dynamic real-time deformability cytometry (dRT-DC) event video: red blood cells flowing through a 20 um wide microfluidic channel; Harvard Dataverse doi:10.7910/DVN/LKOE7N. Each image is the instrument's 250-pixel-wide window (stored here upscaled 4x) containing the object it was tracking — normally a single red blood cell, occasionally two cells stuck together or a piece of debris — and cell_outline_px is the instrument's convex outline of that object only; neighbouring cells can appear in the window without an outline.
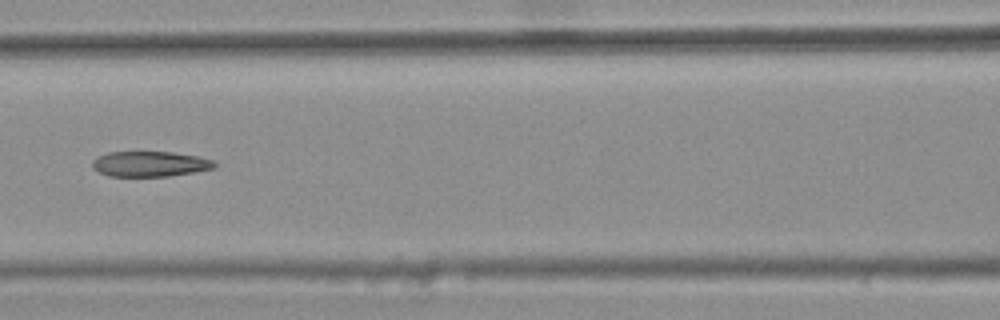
{"species": "common noctule bat (a hibernating species)", "species_latin": "Nyctalus noctula", "temperature_condition": "warm", "stored_images_in_passage": 8, "camera_frame_rate_fps": 3000, "um_per_image_px": 0.085, "animal": {"sex": "female", "body_mass_g": 25.1}, "frame": {"image": 1, "passage_image": 6, "time_ms": 1.667, "image_size_px": [1000, 320], "cell_outline_px": [[216, 168], [196, 172], [168, 176], [108, 176], [92, 168], [92, 160], [96, 156], [108, 152], [172, 152], [196, 156], [212, 160], [216, 164]], "centroid_in_image_um": [12.72, 13.93], "position_along_channel_um": 153.9, "area_um2": 18.09}}
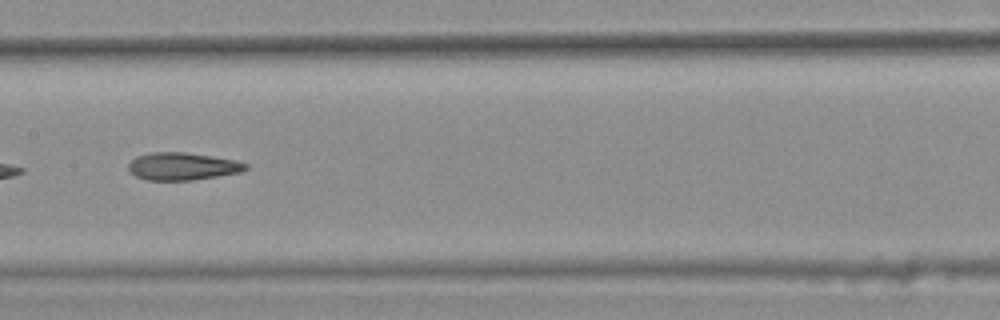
{"frame": {"image": 2, "passage_image": 7, "time_ms": 2.0, "image_size_px": [1000, 320], "cell_outline_px": [[248, 168], [240, 172], [192, 180], [148, 180], [136, 176], [128, 172], [128, 164], [136, 156], [152, 152], [184, 152], [212, 156], [236, 160], [248, 164]], "centroid_in_image_um": [15.48, 14.13], "position_along_channel_um": 191.9, "area_um2": 18.79}}
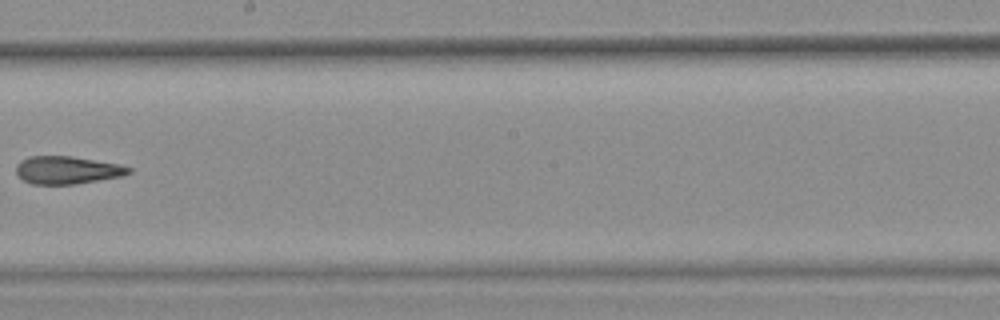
{"frame": {"image": 3, "passage_image": 8, "time_ms": 2.333, "image_size_px": [1000, 320], "cell_outline_px": [[132, 172], [124, 176], [76, 184], [32, 184], [24, 180], [16, 172], [16, 164], [20, 160], [28, 156], [72, 156], [120, 164], [132, 168]], "centroid_in_image_um": [5.74, 14.45], "position_along_channel_um": 242.5, "area_um2": 18.38}}